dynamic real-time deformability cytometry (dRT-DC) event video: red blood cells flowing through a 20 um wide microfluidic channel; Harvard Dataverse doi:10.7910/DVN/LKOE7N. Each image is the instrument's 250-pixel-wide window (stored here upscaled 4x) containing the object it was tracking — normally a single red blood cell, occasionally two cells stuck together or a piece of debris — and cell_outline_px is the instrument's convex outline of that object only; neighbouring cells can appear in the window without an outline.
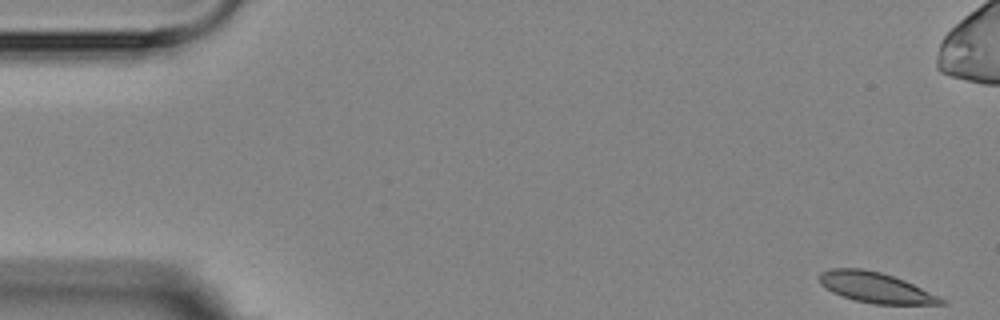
{"species": "Egyptian fruit bat (a non-hibernating species)", "species_latin": "Rousettus aegyptiacus", "temperature_condition": "room temperature", "stored_images_in_passage": 5, "camera_frame_rate_fps": 3000, "um_per_image_px": 0.085, "animal": {"sex": "female"}, "frame": {"image": 1, "passage_image": 1, "time_ms": 0.0, "image_size_px": [1000, 320], "cell_outline_px": [[948, 304], [876, 304], [856, 300], [832, 292], [824, 288], [820, 284], [820, 272], [832, 268], [860, 268], [880, 272], [904, 280], [944, 300]], "centroid_in_image_um": [74.36, 24.43], "position_along_channel_um": 10.6, "area_um2": 21.1}}